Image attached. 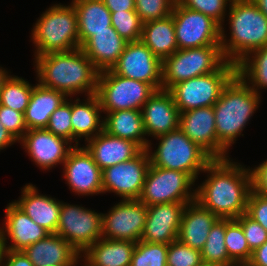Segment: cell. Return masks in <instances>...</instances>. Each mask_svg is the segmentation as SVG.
<instances>
[{
  "instance_id": "6da1fadb",
  "label": "cell",
  "mask_w": 267,
  "mask_h": 266,
  "mask_svg": "<svg viewBox=\"0 0 267 266\" xmlns=\"http://www.w3.org/2000/svg\"><path fill=\"white\" fill-rule=\"evenodd\" d=\"M207 179L196 190V201L220 219H236L246 213L252 191L250 167L230 158L213 159L204 169Z\"/></svg>"
},
{
  "instance_id": "7a4b0ae2",
  "label": "cell",
  "mask_w": 267,
  "mask_h": 266,
  "mask_svg": "<svg viewBox=\"0 0 267 266\" xmlns=\"http://www.w3.org/2000/svg\"><path fill=\"white\" fill-rule=\"evenodd\" d=\"M34 59L37 81L41 86L63 92L70 99L80 93L96 94L99 71L81 47Z\"/></svg>"
},
{
  "instance_id": "3957f363",
  "label": "cell",
  "mask_w": 267,
  "mask_h": 266,
  "mask_svg": "<svg viewBox=\"0 0 267 266\" xmlns=\"http://www.w3.org/2000/svg\"><path fill=\"white\" fill-rule=\"evenodd\" d=\"M260 95L236 74L214 104L217 159L229 158V147L248 124L261 102Z\"/></svg>"
},
{
  "instance_id": "277c9868",
  "label": "cell",
  "mask_w": 267,
  "mask_h": 266,
  "mask_svg": "<svg viewBox=\"0 0 267 266\" xmlns=\"http://www.w3.org/2000/svg\"><path fill=\"white\" fill-rule=\"evenodd\" d=\"M230 39L221 27V48L238 65L251 52L267 45V17L252 0H232L229 6Z\"/></svg>"
},
{
  "instance_id": "5b68a950",
  "label": "cell",
  "mask_w": 267,
  "mask_h": 266,
  "mask_svg": "<svg viewBox=\"0 0 267 266\" xmlns=\"http://www.w3.org/2000/svg\"><path fill=\"white\" fill-rule=\"evenodd\" d=\"M35 58L80 47L77 14L73 3L55 4L37 19L31 33Z\"/></svg>"
},
{
  "instance_id": "8992f818",
  "label": "cell",
  "mask_w": 267,
  "mask_h": 266,
  "mask_svg": "<svg viewBox=\"0 0 267 266\" xmlns=\"http://www.w3.org/2000/svg\"><path fill=\"white\" fill-rule=\"evenodd\" d=\"M155 139L159 140L158 148L154 152L146 149L153 166L188 173L196 181L199 173L213 160L180 128Z\"/></svg>"
},
{
  "instance_id": "52a82bcc",
  "label": "cell",
  "mask_w": 267,
  "mask_h": 266,
  "mask_svg": "<svg viewBox=\"0 0 267 266\" xmlns=\"http://www.w3.org/2000/svg\"><path fill=\"white\" fill-rule=\"evenodd\" d=\"M228 61L221 45L178 49L162 61V89L188 79L219 71Z\"/></svg>"
},
{
  "instance_id": "ba28073f",
  "label": "cell",
  "mask_w": 267,
  "mask_h": 266,
  "mask_svg": "<svg viewBox=\"0 0 267 266\" xmlns=\"http://www.w3.org/2000/svg\"><path fill=\"white\" fill-rule=\"evenodd\" d=\"M237 74V65L227 62L219 71L194 77L173 85V95L179 112L214 106L230 80Z\"/></svg>"
},
{
  "instance_id": "9c48e42d",
  "label": "cell",
  "mask_w": 267,
  "mask_h": 266,
  "mask_svg": "<svg viewBox=\"0 0 267 266\" xmlns=\"http://www.w3.org/2000/svg\"><path fill=\"white\" fill-rule=\"evenodd\" d=\"M156 90L148 83L119 76L111 69L99 72L96 96L103 113L141 110Z\"/></svg>"
},
{
  "instance_id": "30bf717a",
  "label": "cell",
  "mask_w": 267,
  "mask_h": 266,
  "mask_svg": "<svg viewBox=\"0 0 267 266\" xmlns=\"http://www.w3.org/2000/svg\"><path fill=\"white\" fill-rule=\"evenodd\" d=\"M194 183L195 180L188 173L150 164L139 200L147 206L193 202L196 199V190L192 189Z\"/></svg>"
},
{
  "instance_id": "8fae6325",
  "label": "cell",
  "mask_w": 267,
  "mask_h": 266,
  "mask_svg": "<svg viewBox=\"0 0 267 266\" xmlns=\"http://www.w3.org/2000/svg\"><path fill=\"white\" fill-rule=\"evenodd\" d=\"M56 234L82 255L89 246L102 238V213L61 201Z\"/></svg>"
},
{
  "instance_id": "7c38bea8",
  "label": "cell",
  "mask_w": 267,
  "mask_h": 266,
  "mask_svg": "<svg viewBox=\"0 0 267 266\" xmlns=\"http://www.w3.org/2000/svg\"><path fill=\"white\" fill-rule=\"evenodd\" d=\"M171 15L178 49L221 44V26L211 17L177 2Z\"/></svg>"
},
{
  "instance_id": "4fadbf2b",
  "label": "cell",
  "mask_w": 267,
  "mask_h": 266,
  "mask_svg": "<svg viewBox=\"0 0 267 266\" xmlns=\"http://www.w3.org/2000/svg\"><path fill=\"white\" fill-rule=\"evenodd\" d=\"M150 167L149 154L143 149L133 159L102 170L103 193L113 192L122 200H139Z\"/></svg>"
},
{
  "instance_id": "5bb4252c",
  "label": "cell",
  "mask_w": 267,
  "mask_h": 266,
  "mask_svg": "<svg viewBox=\"0 0 267 266\" xmlns=\"http://www.w3.org/2000/svg\"><path fill=\"white\" fill-rule=\"evenodd\" d=\"M147 205L140 200H121L102 213V237L137 243L143 235Z\"/></svg>"
},
{
  "instance_id": "9a60e30c",
  "label": "cell",
  "mask_w": 267,
  "mask_h": 266,
  "mask_svg": "<svg viewBox=\"0 0 267 266\" xmlns=\"http://www.w3.org/2000/svg\"><path fill=\"white\" fill-rule=\"evenodd\" d=\"M111 70L127 78L162 89V61L141 41L128 42Z\"/></svg>"
},
{
  "instance_id": "2e32d148",
  "label": "cell",
  "mask_w": 267,
  "mask_h": 266,
  "mask_svg": "<svg viewBox=\"0 0 267 266\" xmlns=\"http://www.w3.org/2000/svg\"><path fill=\"white\" fill-rule=\"evenodd\" d=\"M67 185L77 195L89 196L103 193L102 170L84 147L75 146L63 164Z\"/></svg>"
},
{
  "instance_id": "e0dca14e",
  "label": "cell",
  "mask_w": 267,
  "mask_h": 266,
  "mask_svg": "<svg viewBox=\"0 0 267 266\" xmlns=\"http://www.w3.org/2000/svg\"><path fill=\"white\" fill-rule=\"evenodd\" d=\"M18 142L42 170H50L57 164L63 165L69 152L75 147L68 140L52 134L46 128L27 130Z\"/></svg>"
},
{
  "instance_id": "ac0fdd59",
  "label": "cell",
  "mask_w": 267,
  "mask_h": 266,
  "mask_svg": "<svg viewBox=\"0 0 267 266\" xmlns=\"http://www.w3.org/2000/svg\"><path fill=\"white\" fill-rule=\"evenodd\" d=\"M191 202H173L147 206V217L141 241L170 244L178 238L180 223L186 205Z\"/></svg>"
},
{
  "instance_id": "d6986e66",
  "label": "cell",
  "mask_w": 267,
  "mask_h": 266,
  "mask_svg": "<svg viewBox=\"0 0 267 266\" xmlns=\"http://www.w3.org/2000/svg\"><path fill=\"white\" fill-rule=\"evenodd\" d=\"M4 221L3 228L0 227V241L4 249L23 251L26 247L44 239L49 234L13 201L5 208ZM7 239H10L12 244L7 246Z\"/></svg>"
},
{
  "instance_id": "ffe728a7",
  "label": "cell",
  "mask_w": 267,
  "mask_h": 266,
  "mask_svg": "<svg viewBox=\"0 0 267 266\" xmlns=\"http://www.w3.org/2000/svg\"><path fill=\"white\" fill-rule=\"evenodd\" d=\"M141 112L147 137L157 138L179 128L180 112L169 90H156Z\"/></svg>"
},
{
  "instance_id": "44dd1931",
  "label": "cell",
  "mask_w": 267,
  "mask_h": 266,
  "mask_svg": "<svg viewBox=\"0 0 267 266\" xmlns=\"http://www.w3.org/2000/svg\"><path fill=\"white\" fill-rule=\"evenodd\" d=\"M179 128L212 159H217V135L213 106L181 112Z\"/></svg>"
},
{
  "instance_id": "7402d4cb",
  "label": "cell",
  "mask_w": 267,
  "mask_h": 266,
  "mask_svg": "<svg viewBox=\"0 0 267 266\" xmlns=\"http://www.w3.org/2000/svg\"><path fill=\"white\" fill-rule=\"evenodd\" d=\"M85 145L101 170L129 161L142 151L135 142L110 135L104 130L88 140Z\"/></svg>"
},
{
  "instance_id": "603a6c76",
  "label": "cell",
  "mask_w": 267,
  "mask_h": 266,
  "mask_svg": "<svg viewBox=\"0 0 267 266\" xmlns=\"http://www.w3.org/2000/svg\"><path fill=\"white\" fill-rule=\"evenodd\" d=\"M23 252L35 266H78L81 258V254L56 233H49Z\"/></svg>"
},
{
  "instance_id": "cb8c5ba5",
  "label": "cell",
  "mask_w": 267,
  "mask_h": 266,
  "mask_svg": "<svg viewBox=\"0 0 267 266\" xmlns=\"http://www.w3.org/2000/svg\"><path fill=\"white\" fill-rule=\"evenodd\" d=\"M21 197L14 203L22 209L36 224L49 233H56L59 221L61 201L38 193L33 184L23 186Z\"/></svg>"
},
{
  "instance_id": "d4e9b609",
  "label": "cell",
  "mask_w": 267,
  "mask_h": 266,
  "mask_svg": "<svg viewBox=\"0 0 267 266\" xmlns=\"http://www.w3.org/2000/svg\"><path fill=\"white\" fill-rule=\"evenodd\" d=\"M218 219L214 213L202 207L196 200L188 203L182 215L177 240L201 251L211 227Z\"/></svg>"
},
{
  "instance_id": "484cf974",
  "label": "cell",
  "mask_w": 267,
  "mask_h": 266,
  "mask_svg": "<svg viewBox=\"0 0 267 266\" xmlns=\"http://www.w3.org/2000/svg\"><path fill=\"white\" fill-rule=\"evenodd\" d=\"M128 42L110 26V31L94 32L81 46L99 72L110 70L118 61Z\"/></svg>"
},
{
  "instance_id": "4316f807",
  "label": "cell",
  "mask_w": 267,
  "mask_h": 266,
  "mask_svg": "<svg viewBox=\"0 0 267 266\" xmlns=\"http://www.w3.org/2000/svg\"><path fill=\"white\" fill-rule=\"evenodd\" d=\"M72 100V143L75 142L74 146H78V140L84 137V141L87 142L103 131L104 119L101 116L103 110L96 94L88 95L83 102L80 101V98Z\"/></svg>"
},
{
  "instance_id": "83f0119b",
  "label": "cell",
  "mask_w": 267,
  "mask_h": 266,
  "mask_svg": "<svg viewBox=\"0 0 267 266\" xmlns=\"http://www.w3.org/2000/svg\"><path fill=\"white\" fill-rule=\"evenodd\" d=\"M104 114H106V117L103 118V130L105 132L133 141L142 150L151 148V141L145 138L146 133L141 110H117Z\"/></svg>"
},
{
  "instance_id": "f1b7e54d",
  "label": "cell",
  "mask_w": 267,
  "mask_h": 266,
  "mask_svg": "<svg viewBox=\"0 0 267 266\" xmlns=\"http://www.w3.org/2000/svg\"><path fill=\"white\" fill-rule=\"evenodd\" d=\"M67 98L63 92L43 87L39 83L35 84L24 113L28 130L46 128L50 115Z\"/></svg>"
},
{
  "instance_id": "f546056e",
  "label": "cell",
  "mask_w": 267,
  "mask_h": 266,
  "mask_svg": "<svg viewBox=\"0 0 267 266\" xmlns=\"http://www.w3.org/2000/svg\"><path fill=\"white\" fill-rule=\"evenodd\" d=\"M136 243L124 240L98 239L81 255L91 266H130Z\"/></svg>"
},
{
  "instance_id": "4dcf8cb0",
  "label": "cell",
  "mask_w": 267,
  "mask_h": 266,
  "mask_svg": "<svg viewBox=\"0 0 267 266\" xmlns=\"http://www.w3.org/2000/svg\"><path fill=\"white\" fill-rule=\"evenodd\" d=\"M78 22L80 47L94 32L110 31L111 12L102 0H72Z\"/></svg>"
},
{
  "instance_id": "1f68e13d",
  "label": "cell",
  "mask_w": 267,
  "mask_h": 266,
  "mask_svg": "<svg viewBox=\"0 0 267 266\" xmlns=\"http://www.w3.org/2000/svg\"><path fill=\"white\" fill-rule=\"evenodd\" d=\"M141 41L161 61L178 50L172 15L143 23Z\"/></svg>"
},
{
  "instance_id": "d6a6232c",
  "label": "cell",
  "mask_w": 267,
  "mask_h": 266,
  "mask_svg": "<svg viewBox=\"0 0 267 266\" xmlns=\"http://www.w3.org/2000/svg\"><path fill=\"white\" fill-rule=\"evenodd\" d=\"M225 219H218L211 227L203 249L202 262L205 266H237L227 253L224 242Z\"/></svg>"
},
{
  "instance_id": "836d02e7",
  "label": "cell",
  "mask_w": 267,
  "mask_h": 266,
  "mask_svg": "<svg viewBox=\"0 0 267 266\" xmlns=\"http://www.w3.org/2000/svg\"><path fill=\"white\" fill-rule=\"evenodd\" d=\"M237 74L260 95L261 88H267V45L244 58L237 65Z\"/></svg>"
},
{
  "instance_id": "e575fe53",
  "label": "cell",
  "mask_w": 267,
  "mask_h": 266,
  "mask_svg": "<svg viewBox=\"0 0 267 266\" xmlns=\"http://www.w3.org/2000/svg\"><path fill=\"white\" fill-rule=\"evenodd\" d=\"M33 88L24 78L10 75L0 91V105L25 113Z\"/></svg>"
},
{
  "instance_id": "d590c367",
  "label": "cell",
  "mask_w": 267,
  "mask_h": 266,
  "mask_svg": "<svg viewBox=\"0 0 267 266\" xmlns=\"http://www.w3.org/2000/svg\"><path fill=\"white\" fill-rule=\"evenodd\" d=\"M229 258L237 266H246L252 251L244 236L242 226L235 219H225V238Z\"/></svg>"
},
{
  "instance_id": "8d00e7d4",
  "label": "cell",
  "mask_w": 267,
  "mask_h": 266,
  "mask_svg": "<svg viewBox=\"0 0 267 266\" xmlns=\"http://www.w3.org/2000/svg\"><path fill=\"white\" fill-rule=\"evenodd\" d=\"M168 244L138 241L130 266H167Z\"/></svg>"
},
{
  "instance_id": "74e56055",
  "label": "cell",
  "mask_w": 267,
  "mask_h": 266,
  "mask_svg": "<svg viewBox=\"0 0 267 266\" xmlns=\"http://www.w3.org/2000/svg\"><path fill=\"white\" fill-rule=\"evenodd\" d=\"M111 25L127 42L141 40L143 22L135 10L111 12Z\"/></svg>"
},
{
  "instance_id": "f35d334b",
  "label": "cell",
  "mask_w": 267,
  "mask_h": 266,
  "mask_svg": "<svg viewBox=\"0 0 267 266\" xmlns=\"http://www.w3.org/2000/svg\"><path fill=\"white\" fill-rule=\"evenodd\" d=\"M135 11L143 23L159 20L172 14L176 0H134Z\"/></svg>"
},
{
  "instance_id": "ab89813d",
  "label": "cell",
  "mask_w": 267,
  "mask_h": 266,
  "mask_svg": "<svg viewBox=\"0 0 267 266\" xmlns=\"http://www.w3.org/2000/svg\"><path fill=\"white\" fill-rule=\"evenodd\" d=\"M201 251L175 240L168 244L167 266H203Z\"/></svg>"
},
{
  "instance_id": "60d3db41",
  "label": "cell",
  "mask_w": 267,
  "mask_h": 266,
  "mask_svg": "<svg viewBox=\"0 0 267 266\" xmlns=\"http://www.w3.org/2000/svg\"><path fill=\"white\" fill-rule=\"evenodd\" d=\"M232 0H176V2L186 8L192 9L211 17L221 27L225 20L227 6H230ZM229 3V5H228Z\"/></svg>"
},
{
  "instance_id": "b9f144b4",
  "label": "cell",
  "mask_w": 267,
  "mask_h": 266,
  "mask_svg": "<svg viewBox=\"0 0 267 266\" xmlns=\"http://www.w3.org/2000/svg\"><path fill=\"white\" fill-rule=\"evenodd\" d=\"M46 129L72 143L71 100L68 98L50 115Z\"/></svg>"
},
{
  "instance_id": "7bdbcfd3",
  "label": "cell",
  "mask_w": 267,
  "mask_h": 266,
  "mask_svg": "<svg viewBox=\"0 0 267 266\" xmlns=\"http://www.w3.org/2000/svg\"><path fill=\"white\" fill-rule=\"evenodd\" d=\"M235 220L242 226L244 236L252 252L267 241V230L246 213Z\"/></svg>"
},
{
  "instance_id": "ee69618b",
  "label": "cell",
  "mask_w": 267,
  "mask_h": 266,
  "mask_svg": "<svg viewBox=\"0 0 267 266\" xmlns=\"http://www.w3.org/2000/svg\"><path fill=\"white\" fill-rule=\"evenodd\" d=\"M0 123L19 141L27 132L24 113L0 105Z\"/></svg>"
},
{
  "instance_id": "f6af8a7d",
  "label": "cell",
  "mask_w": 267,
  "mask_h": 266,
  "mask_svg": "<svg viewBox=\"0 0 267 266\" xmlns=\"http://www.w3.org/2000/svg\"><path fill=\"white\" fill-rule=\"evenodd\" d=\"M246 214L267 230V198L251 191Z\"/></svg>"
},
{
  "instance_id": "bcb514c9",
  "label": "cell",
  "mask_w": 267,
  "mask_h": 266,
  "mask_svg": "<svg viewBox=\"0 0 267 266\" xmlns=\"http://www.w3.org/2000/svg\"><path fill=\"white\" fill-rule=\"evenodd\" d=\"M251 169L252 191L267 198V159L257 167H254V169Z\"/></svg>"
},
{
  "instance_id": "7dc6e473",
  "label": "cell",
  "mask_w": 267,
  "mask_h": 266,
  "mask_svg": "<svg viewBox=\"0 0 267 266\" xmlns=\"http://www.w3.org/2000/svg\"><path fill=\"white\" fill-rule=\"evenodd\" d=\"M2 266H35L23 251L5 249Z\"/></svg>"
},
{
  "instance_id": "c3c4849f",
  "label": "cell",
  "mask_w": 267,
  "mask_h": 266,
  "mask_svg": "<svg viewBox=\"0 0 267 266\" xmlns=\"http://www.w3.org/2000/svg\"><path fill=\"white\" fill-rule=\"evenodd\" d=\"M246 266H267V241L252 252Z\"/></svg>"
},
{
  "instance_id": "681fc988",
  "label": "cell",
  "mask_w": 267,
  "mask_h": 266,
  "mask_svg": "<svg viewBox=\"0 0 267 266\" xmlns=\"http://www.w3.org/2000/svg\"><path fill=\"white\" fill-rule=\"evenodd\" d=\"M110 12L135 10L134 0H102Z\"/></svg>"
},
{
  "instance_id": "f907efd6",
  "label": "cell",
  "mask_w": 267,
  "mask_h": 266,
  "mask_svg": "<svg viewBox=\"0 0 267 266\" xmlns=\"http://www.w3.org/2000/svg\"><path fill=\"white\" fill-rule=\"evenodd\" d=\"M18 142L12 134L5 129V127L0 123V151L4 150L9 145H13Z\"/></svg>"
},
{
  "instance_id": "816d5d0a",
  "label": "cell",
  "mask_w": 267,
  "mask_h": 266,
  "mask_svg": "<svg viewBox=\"0 0 267 266\" xmlns=\"http://www.w3.org/2000/svg\"><path fill=\"white\" fill-rule=\"evenodd\" d=\"M267 17V0H252Z\"/></svg>"
},
{
  "instance_id": "f5cc1de1",
  "label": "cell",
  "mask_w": 267,
  "mask_h": 266,
  "mask_svg": "<svg viewBox=\"0 0 267 266\" xmlns=\"http://www.w3.org/2000/svg\"><path fill=\"white\" fill-rule=\"evenodd\" d=\"M10 74L6 69L0 67V91L2 90L4 82L9 78Z\"/></svg>"
},
{
  "instance_id": "db71d44e",
  "label": "cell",
  "mask_w": 267,
  "mask_h": 266,
  "mask_svg": "<svg viewBox=\"0 0 267 266\" xmlns=\"http://www.w3.org/2000/svg\"><path fill=\"white\" fill-rule=\"evenodd\" d=\"M4 248L2 245V242L0 241V266H2V259H3V253H4Z\"/></svg>"
},
{
  "instance_id": "11a10c76",
  "label": "cell",
  "mask_w": 267,
  "mask_h": 266,
  "mask_svg": "<svg viewBox=\"0 0 267 266\" xmlns=\"http://www.w3.org/2000/svg\"><path fill=\"white\" fill-rule=\"evenodd\" d=\"M80 261H84V264L82 266H91L84 259L83 260H80Z\"/></svg>"
}]
</instances>
